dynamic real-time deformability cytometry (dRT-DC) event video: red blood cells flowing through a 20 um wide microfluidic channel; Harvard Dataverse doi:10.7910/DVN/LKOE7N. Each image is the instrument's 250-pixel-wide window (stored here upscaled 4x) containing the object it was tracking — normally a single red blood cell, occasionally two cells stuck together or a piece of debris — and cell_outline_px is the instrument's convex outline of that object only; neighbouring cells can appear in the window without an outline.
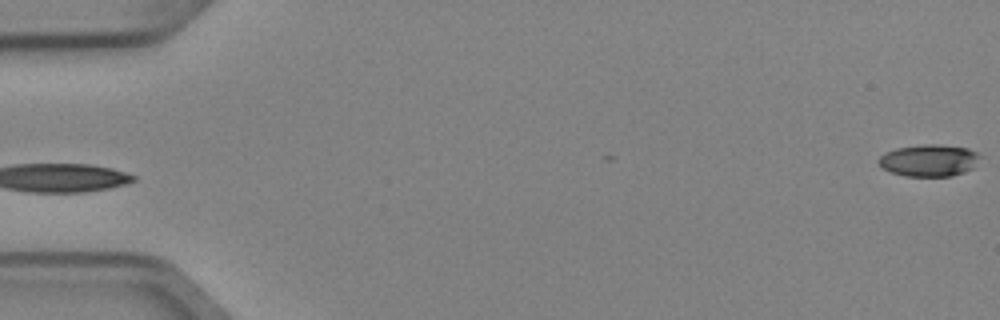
{"species": "Egyptian fruit bat (a non-hibernating species)", "species_latin": "Rousettus aegyptiacus", "temperature_condition": "cold", "stored_images_in_passage": 3, "segment_of_instrument_passage": [2, 2], "camera_frame_rate_fps": 3000, "um_per_image_px": 0.085, "animal": {"sex": "female"}, "frame": {"image": 1, "passage_image": 3, "time_ms": 0.667, "image_size_px": [1000, 320], "cell_outline_px": [[980, 156], [972, 168], [964, 172], [952, 176], [904, 176], [880, 168], [876, 160], [884, 152], [896, 148], [924, 144], [936, 144], [968, 148], [976, 152]], "centroid_in_image_um": [78.91, 13.63], "position_along_channel_um": 6.1, "area_um2": 18.96}}